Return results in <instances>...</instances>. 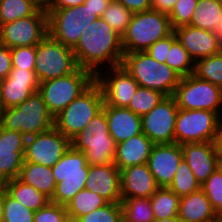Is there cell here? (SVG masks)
I'll list each match as a JSON object with an SVG mask.
<instances>
[{
	"mask_svg": "<svg viewBox=\"0 0 222 222\" xmlns=\"http://www.w3.org/2000/svg\"><path fill=\"white\" fill-rule=\"evenodd\" d=\"M72 50L78 67L95 76L105 63L107 68L121 65L124 55L121 36L102 17L89 24Z\"/></svg>",
	"mask_w": 222,
	"mask_h": 222,
	"instance_id": "obj_1",
	"label": "cell"
},
{
	"mask_svg": "<svg viewBox=\"0 0 222 222\" xmlns=\"http://www.w3.org/2000/svg\"><path fill=\"white\" fill-rule=\"evenodd\" d=\"M121 65L139 86L173 96L181 76L166 63H160L144 52L123 55Z\"/></svg>",
	"mask_w": 222,
	"mask_h": 222,
	"instance_id": "obj_2",
	"label": "cell"
},
{
	"mask_svg": "<svg viewBox=\"0 0 222 222\" xmlns=\"http://www.w3.org/2000/svg\"><path fill=\"white\" fill-rule=\"evenodd\" d=\"M173 32L169 16L156 10L133 13L121 36L123 54L144 52Z\"/></svg>",
	"mask_w": 222,
	"mask_h": 222,
	"instance_id": "obj_3",
	"label": "cell"
},
{
	"mask_svg": "<svg viewBox=\"0 0 222 222\" xmlns=\"http://www.w3.org/2000/svg\"><path fill=\"white\" fill-rule=\"evenodd\" d=\"M71 146L85 153L91 166L114 162L116 143L111 137L105 111L93 117L87 127L71 139Z\"/></svg>",
	"mask_w": 222,
	"mask_h": 222,
	"instance_id": "obj_4",
	"label": "cell"
},
{
	"mask_svg": "<svg viewBox=\"0 0 222 222\" xmlns=\"http://www.w3.org/2000/svg\"><path fill=\"white\" fill-rule=\"evenodd\" d=\"M104 96L95 81L65 109L54 116V127L70 140L87 127L88 122L103 110Z\"/></svg>",
	"mask_w": 222,
	"mask_h": 222,
	"instance_id": "obj_5",
	"label": "cell"
},
{
	"mask_svg": "<svg viewBox=\"0 0 222 222\" xmlns=\"http://www.w3.org/2000/svg\"><path fill=\"white\" fill-rule=\"evenodd\" d=\"M51 170L56 181V190L50 201L66 206L79 191L85 188L89 173L85 153L70 146Z\"/></svg>",
	"mask_w": 222,
	"mask_h": 222,
	"instance_id": "obj_6",
	"label": "cell"
},
{
	"mask_svg": "<svg viewBox=\"0 0 222 222\" xmlns=\"http://www.w3.org/2000/svg\"><path fill=\"white\" fill-rule=\"evenodd\" d=\"M95 82V75L78 67L73 73L39 83L48 111L56 116Z\"/></svg>",
	"mask_w": 222,
	"mask_h": 222,
	"instance_id": "obj_7",
	"label": "cell"
},
{
	"mask_svg": "<svg viewBox=\"0 0 222 222\" xmlns=\"http://www.w3.org/2000/svg\"><path fill=\"white\" fill-rule=\"evenodd\" d=\"M54 117L39 92L32 94L17 107L7 108L1 126L7 130L19 131L26 137L51 129Z\"/></svg>",
	"mask_w": 222,
	"mask_h": 222,
	"instance_id": "obj_8",
	"label": "cell"
},
{
	"mask_svg": "<svg viewBox=\"0 0 222 222\" xmlns=\"http://www.w3.org/2000/svg\"><path fill=\"white\" fill-rule=\"evenodd\" d=\"M48 14V34L64 46L74 48L84 30L99 16L88 5L46 10Z\"/></svg>",
	"mask_w": 222,
	"mask_h": 222,
	"instance_id": "obj_9",
	"label": "cell"
},
{
	"mask_svg": "<svg viewBox=\"0 0 222 222\" xmlns=\"http://www.w3.org/2000/svg\"><path fill=\"white\" fill-rule=\"evenodd\" d=\"M78 68L74 51L49 34L36 46L35 75L39 83L73 73Z\"/></svg>",
	"mask_w": 222,
	"mask_h": 222,
	"instance_id": "obj_10",
	"label": "cell"
},
{
	"mask_svg": "<svg viewBox=\"0 0 222 222\" xmlns=\"http://www.w3.org/2000/svg\"><path fill=\"white\" fill-rule=\"evenodd\" d=\"M222 129V120L216 112L179 109L175 123V143L212 142Z\"/></svg>",
	"mask_w": 222,
	"mask_h": 222,
	"instance_id": "obj_11",
	"label": "cell"
},
{
	"mask_svg": "<svg viewBox=\"0 0 222 222\" xmlns=\"http://www.w3.org/2000/svg\"><path fill=\"white\" fill-rule=\"evenodd\" d=\"M221 94L220 87L190 74L181 78L173 97L179 109L208 110L220 116Z\"/></svg>",
	"mask_w": 222,
	"mask_h": 222,
	"instance_id": "obj_12",
	"label": "cell"
},
{
	"mask_svg": "<svg viewBox=\"0 0 222 222\" xmlns=\"http://www.w3.org/2000/svg\"><path fill=\"white\" fill-rule=\"evenodd\" d=\"M48 35V14L40 7L33 15L0 25V43L8 48L37 46Z\"/></svg>",
	"mask_w": 222,
	"mask_h": 222,
	"instance_id": "obj_13",
	"label": "cell"
},
{
	"mask_svg": "<svg viewBox=\"0 0 222 222\" xmlns=\"http://www.w3.org/2000/svg\"><path fill=\"white\" fill-rule=\"evenodd\" d=\"M178 110L173 96L164 97L153 109L141 117L142 133L154 144L174 143Z\"/></svg>",
	"mask_w": 222,
	"mask_h": 222,
	"instance_id": "obj_14",
	"label": "cell"
},
{
	"mask_svg": "<svg viewBox=\"0 0 222 222\" xmlns=\"http://www.w3.org/2000/svg\"><path fill=\"white\" fill-rule=\"evenodd\" d=\"M71 140L54 126L26 139L24 161L53 167L70 148Z\"/></svg>",
	"mask_w": 222,
	"mask_h": 222,
	"instance_id": "obj_15",
	"label": "cell"
},
{
	"mask_svg": "<svg viewBox=\"0 0 222 222\" xmlns=\"http://www.w3.org/2000/svg\"><path fill=\"white\" fill-rule=\"evenodd\" d=\"M108 69L109 73L100 71L95 76L103 92L104 105L127 107L139 85L122 65Z\"/></svg>",
	"mask_w": 222,
	"mask_h": 222,
	"instance_id": "obj_16",
	"label": "cell"
},
{
	"mask_svg": "<svg viewBox=\"0 0 222 222\" xmlns=\"http://www.w3.org/2000/svg\"><path fill=\"white\" fill-rule=\"evenodd\" d=\"M183 159L180 144H155L148 158V167L158 187L168 188L173 181L179 163Z\"/></svg>",
	"mask_w": 222,
	"mask_h": 222,
	"instance_id": "obj_17",
	"label": "cell"
},
{
	"mask_svg": "<svg viewBox=\"0 0 222 222\" xmlns=\"http://www.w3.org/2000/svg\"><path fill=\"white\" fill-rule=\"evenodd\" d=\"M38 89L34 69L12 68L8 77L0 80V96L7 108L17 107Z\"/></svg>",
	"mask_w": 222,
	"mask_h": 222,
	"instance_id": "obj_18",
	"label": "cell"
},
{
	"mask_svg": "<svg viewBox=\"0 0 222 222\" xmlns=\"http://www.w3.org/2000/svg\"><path fill=\"white\" fill-rule=\"evenodd\" d=\"M173 32L195 62L222 50V43L213 31L184 25L173 29Z\"/></svg>",
	"mask_w": 222,
	"mask_h": 222,
	"instance_id": "obj_19",
	"label": "cell"
},
{
	"mask_svg": "<svg viewBox=\"0 0 222 222\" xmlns=\"http://www.w3.org/2000/svg\"><path fill=\"white\" fill-rule=\"evenodd\" d=\"M27 137L0 125V173L8 180L18 178L24 163Z\"/></svg>",
	"mask_w": 222,
	"mask_h": 222,
	"instance_id": "obj_20",
	"label": "cell"
},
{
	"mask_svg": "<svg viewBox=\"0 0 222 222\" xmlns=\"http://www.w3.org/2000/svg\"><path fill=\"white\" fill-rule=\"evenodd\" d=\"M85 189L90 190L109 203H121L120 171L114 163L89 165Z\"/></svg>",
	"mask_w": 222,
	"mask_h": 222,
	"instance_id": "obj_21",
	"label": "cell"
},
{
	"mask_svg": "<svg viewBox=\"0 0 222 222\" xmlns=\"http://www.w3.org/2000/svg\"><path fill=\"white\" fill-rule=\"evenodd\" d=\"M121 198H150L159 188L148 164L127 167L120 171Z\"/></svg>",
	"mask_w": 222,
	"mask_h": 222,
	"instance_id": "obj_22",
	"label": "cell"
},
{
	"mask_svg": "<svg viewBox=\"0 0 222 222\" xmlns=\"http://www.w3.org/2000/svg\"><path fill=\"white\" fill-rule=\"evenodd\" d=\"M183 158L194 173L196 180L203 184L219 167L212 142L181 144Z\"/></svg>",
	"mask_w": 222,
	"mask_h": 222,
	"instance_id": "obj_23",
	"label": "cell"
},
{
	"mask_svg": "<svg viewBox=\"0 0 222 222\" xmlns=\"http://www.w3.org/2000/svg\"><path fill=\"white\" fill-rule=\"evenodd\" d=\"M108 128L115 143L142 133L141 117L126 107L104 105Z\"/></svg>",
	"mask_w": 222,
	"mask_h": 222,
	"instance_id": "obj_24",
	"label": "cell"
},
{
	"mask_svg": "<svg viewBox=\"0 0 222 222\" xmlns=\"http://www.w3.org/2000/svg\"><path fill=\"white\" fill-rule=\"evenodd\" d=\"M154 145L144 133L130 137L116 144L113 163L119 171L130 166L146 164Z\"/></svg>",
	"mask_w": 222,
	"mask_h": 222,
	"instance_id": "obj_25",
	"label": "cell"
},
{
	"mask_svg": "<svg viewBox=\"0 0 222 222\" xmlns=\"http://www.w3.org/2000/svg\"><path fill=\"white\" fill-rule=\"evenodd\" d=\"M217 217L210 200L201 189L180 197L178 219L181 222H213Z\"/></svg>",
	"mask_w": 222,
	"mask_h": 222,
	"instance_id": "obj_26",
	"label": "cell"
},
{
	"mask_svg": "<svg viewBox=\"0 0 222 222\" xmlns=\"http://www.w3.org/2000/svg\"><path fill=\"white\" fill-rule=\"evenodd\" d=\"M18 179L33 186L50 200L56 190V181L51 167L24 161Z\"/></svg>",
	"mask_w": 222,
	"mask_h": 222,
	"instance_id": "obj_27",
	"label": "cell"
},
{
	"mask_svg": "<svg viewBox=\"0 0 222 222\" xmlns=\"http://www.w3.org/2000/svg\"><path fill=\"white\" fill-rule=\"evenodd\" d=\"M6 192L34 212L50 202V199L47 196L33 186L20 181L18 178L8 182Z\"/></svg>",
	"mask_w": 222,
	"mask_h": 222,
	"instance_id": "obj_28",
	"label": "cell"
},
{
	"mask_svg": "<svg viewBox=\"0 0 222 222\" xmlns=\"http://www.w3.org/2000/svg\"><path fill=\"white\" fill-rule=\"evenodd\" d=\"M222 16V0H198L191 26L215 32Z\"/></svg>",
	"mask_w": 222,
	"mask_h": 222,
	"instance_id": "obj_29",
	"label": "cell"
},
{
	"mask_svg": "<svg viewBox=\"0 0 222 222\" xmlns=\"http://www.w3.org/2000/svg\"><path fill=\"white\" fill-rule=\"evenodd\" d=\"M154 220L178 217L180 197L166 187H159L150 197Z\"/></svg>",
	"mask_w": 222,
	"mask_h": 222,
	"instance_id": "obj_30",
	"label": "cell"
},
{
	"mask_svg": "<svg viewBox=\"0 0 222 222\" xmlns=\"http://www.w3.org/2000/svg\"><path fill=\"white\" fill-rule=\"evenodd\" d=\"M108 203L109 202L100 195L84 188L79 191L65 207L69 216L79 218Z\"/></svg>",
	"mask_w": 222,
	"mask_h": 222,
	"instance_id": "obj_31",
	"label": "cell"
},
{
	"mask_svg": "<svg viewBox=\"0 0 222 222\" xmlns=\"http://www.w3.org/2000/svg\"><path fill=\"white\" fill-rule=\"evenodd\" d=\"M165 63L181 77H186L194 73L195 61L177 40L174 32L171 33V48Z\"/></svg>",
	"mask_w": 222,
	"mask_h": 222,
	"instance_id": "obj_32",
	"label": "cell"
},
{
	"mask_svg": "<svg viewBox=\"0 0 222 222\" xmlns=\"http://www.w3.org/2000/svg\"><path fill=\"white\" fill-rule=\"evenodd\" d=\"M40 7L35 0H0V25L33 15Z\"/></svg>",
	"mask_w": 222,
	"mask_h": 222,
	"instance_id": "obj_33",
	"label": "cell"
},
{
	"mask_svg": "<svg viewBox=\"0 0 222 222\" xmlns=\"http://www.w3.org/2000/svg\"><path fill=\"white\" fill-rule=\"evenodd\" d=\"M121 205L128 222H154L150 198H124Z\"/></svg>",
	"mask_w": 222,
	"mask_h": 222,
	"instance_id": "obj_34",
	"label": "cell"
},
{
	"mask_svg": "<svg viewBox=\"0 0 222 222\" xmlns=\"http://www.w3.org/2000/svg\"><path fill=\"white\" fill-rule=\"evenodd\" d=\"M193 74L222 89V50L217 54L197 60Z\"/></svg>",
	"mask_w": 222,
	"mask_h": 222,
	"instance_id": "obj_35",
	"label": "cell"
},
{
	"mask_svg": "<svg viewBox=\"0 0 222 222\" xmlns=\"http://www.w3.org/2000/svg\"><path fill=\"white\" fill-rule=\"evenodd\" d=\"M168 188L179 197L189 195L201 189V184L196 180L194 173L184 158L179 163L172 184Z\"/></svg>",
	"mask_w": 222,
	"mask_h": 222,
	"instance_id": "obj_36",
	"label": "cell"
},
{
	"mask_svg": "<svg viewBox=\"0 0 222 222\" xmlns=\"http://www.w3.org/2000/svg\"><path fill=\"white\" fill-rule=\"evenodd\" d=\"M164 97L158 91L139 86L126 108L142 117L153 109Z\"/></svg>",
	"mask_w": 222,
	"mask_h": 222,
	"instance_id": "obj_37",
	"label": "cell"
},
{
	"mask_svg": "<svg viewBox=\"0 0 222 222\" xmlns=\"http://www.w3.org/2000/svg\"><path fill=\"white\" fill-rule=\"evenodd\" d=\"M133 13L124 5L113 0L103 12L102 18L122 36L128 27Z\"/></svg>",
	"mask_w": 222,
	"mask_h": 222,
	"instance_id": "obj_38",
	"label": "cell"
},
{
	"mask_svg": "<svg viewBox=\"0 0 222 222\" xmlns=\"http://www.w3.org/2000/svg\"><path fill=\"white\" fill-rule=\"evenodd\" d=\"M205 193L218 216H222V170L218 167L208 179L201 184Z\"/></svg>",
	"mask_w": 222,
	"mask_h": 222,
	"instance_id": "obj_39",
	"label": "cell"
},
{
	"mask_svg": "<svg viewBox=\"0 0 222 222\" xmlns=\"http://www.w3.org/2000/svg\"><path fill=\"white\" fill-rule=\"evenodd\" d=\"M34 211L4 192V222H34Z\"/></svg>",
	"mask_w": 222,
	"mask_h": 222,
	"instance_id": "obj_40",
	"label": "cell"
},
{
	"mask_svg": "<svg viewBox=\"0 0 222 222\" xmlns=\"http://www.w3.org/2000/svg\"><path fill=\"white\" fill-rule=\"evenodd\" d=\"M123 218L121 203H108L79 217L80 222H120Z\"/></svg>",
	"mask_w": 222,
	"mask_h": 222,
	"instance_id": "obj_41",
	"label": "cell"
},
{
	"mask_svg": "<svg viewBox=\"0 0 222 222\" xmlns=\"http://www.w3.org/2000/svg\"><path fill=\"white\" fill-rule=\"evenodd\" d=\"M198 0H178L168 15L172 29L189 25Z\"/></svg>",
	"mask_w": 222,
	"mask_h": 222,
	"instance_id": "obj_42",
	"label": "cell"
},
{
	"mask_svg": "<svg viewBox=\"0 0 222 222\" xmlns=\"http://www.w3.org/2000/svg\"><path fill=\"white\" fill-rule=\"evenodd\" d=\"M12 68L34 69L36 46L15 47L10 49Z\"/></svg>",
	"mask_w": 222,
	"mask_h": 222,
	"instance_id": "obj_43",
	"label": "cell"
},
{
	"mask_svg": "<svg viewBox=\"0 0 222 222\" xmlns=\"http://www.w3.org/2000/svg\"><path fill=\"white\" fill-rule=\"evenodd\" d=\"M67 215L65 206L50 201L34 213V222H65Z\"/></svg>",
	"mask_w": 222,
	"mask_h": 222,
	"instance_id": "obj_44",
	"label": "cell"
},
{
	"mask_svg": "<svg viewBox=\"0 0 222 222\" xmlns=\"http://www.w3.org/2000/svg\"><path fill=\"white\" fill-rule=\"evenodd\" d=\"M170 48L171 34L163 39L156 41L145 52L156 61L165 63Z\"/></svg>",
	"mask_w": 222,
	"mask_h": 222,
	"instance_id": "obj_45",
	"label": "cell"
},
{
	"mask_svg": "<svg viewBox=\"0 0 222 222\" xmlns=\"http://www.w3.org/2000/svg\"><path fill=\"white\" fill-rule=\"evenodd\" d=\"M11 70L10 48L0 43V80L7 78Z\"/></svg>",
	"mask_w": 222,
	"mask_h": 222,
	"instance_id": "obj_46",
	"label": "cell"
},
{
	"mask_svg": "<svg viewBox=\"0 0 222 222\" xmlns=\"http://www.w3.org/2000/svg\"><path fill=\"white\" fill-rule=\"evenodd\" d=\"M121 3L132 13L143 12L151 9V0H115Z\"/></svg>",
	"mask_w": 222,
	"mask_h": 222,
	"instance_id": "obj_47",
	"label": "cell"
},
{
	"mask_svg": "<svg viewBox=\"0 0 222 222\" xmlns=\"http://www.w3.org/2000/svg\"><path fill=\"white\" fill-rule=\"evenodd\" d=\"M85 0H51L45 10L71 8L83 4Z\"/></svg>",
	"mask_w": 222,
	"mask_h": 222,
	"instance_id": "obj_48",
	"label": "cell"
},
{
	"mask_svg": "<svg viewBox=\"0 0 222 222\" xmlns=\"http://www.w3.org/2000/svg\"><path fill=\"white\" fill-rule=\"evenodd\" d=\"M178 0H151V9L169 15Z\"/></svg>",
	"mask_w": 222,
	"mask_h": 222,
	"instance_id": "obj_49",
	"label": "cell"
},
{
	"mask_svg": "<svg viewBox=\"0 0 222 222\" xmlns=\"http://www.w3.org/2000/svg\"><path fill=\"white\" fill-rule=\"evenodd\" d=\"M113 0H85L84 4L94 11L99 17H102L103 12L107 9Z\"/></svg>",
	"mask_w": 222,
	"mask_h": 222,
	"instance_id": "obj_50",
	"label": "cell"
},
{
	"mask_svg": "<svg viewBox=\"0 0 222 222\" xmlns=\"http://www.w3.org/2000/svg\"><path fill=\"white\" fill-rule=\"evenodd\" d=\"M218 166L222 165V129L219 131V134L212 141Z\"/></svg>",
	"mask_w": 222,
	"mask_h": 222,
	"instance_id": "obj_51",
	"label": "cell"
},
{
	"mask_svg": "<svg viewBox=\"0 0 222 222\" xmlns=\"http://www.w3.org/2000/svg\"><path fill=\"white\" fill-rule=\"evenodd\" d=\"M4 192L5 191H0V222H4V217H3Z\"/></svg>",
	"mask_w": 222,
	"mask_h": 222,
	"instance_id": "obj_52",
	"label": "cell"
},
{
	"mask_svg": "<svg viewBox=\"0 0 222 222\" xmlns=\"http://www.w3.org/2000/svg\"><path fill=\"white\" fill-rule=\"evenodd\" d=\"M215 33H216L218 39L220 40V42L222 43V16H221V18L218 22V25L215 29Z\"/></svg>",
	"mask_w": 222,
	"mask_h": 222,
	"instance_id": "obj_53",
	"label": "cell"
},
{
	"mask_svg": "<svg viewBox=\"0 0 222 222\" xmlns=\"http://www.w3.org/2000/svg\"><path fill=\"white\" fill-rule=\"evenodd\" d=\"M6 109L7 107L5 106L4 102L1 100V96H0V125L3 122Z\"/></svg>",
	"mask_w": 222,
	"mask_h": 222,
	"instance_id": "obj_54",
	"label": "cell"
},
{
	"mask_svg": "<svg viewBox=\"0 0 222 222\" xmlns=\"http://www.w3.org/2000/svg\"><path fill=\"white\" fill-rule=\"evenodd\" d=\"M8 180L0 173V191H6Z\"/></svg>",
	"mask_w": 222,
	"mask_h": 222,
	"instance_id": "obj_55",
	"label": "cell"
},
{
	"mask_svg": "<svg viewBox=\"0 0 222 222\" xmlns=\"http://www.w3.org/2000/svg\"><path fill=\"white\" fill-rule=\"evenodd\" d=\"M154 222H181V221L178 219V217H172V218L154 220Z\"/></svg>",
	"mask_w": 222,
	"mask_h": 222,
	"instance_id": "obj_56",
	"label": "cell"
},
{
	"mask_svg": "<svg viewBox=\"0 0 222 222\" xmlns=\"http://www.w3.org/2000/svg\"><path fill=\"white\" fill-rule=\"evenodd\" d=\"M65 222H80L79 218L67 215Z\"/></svg>",
	"mask_w": 222,
	"mask_h": 222,
	"instance_id": "obj_57",
	"label": "cell"
},
{
	"mask_svg": "<svg viewBox=\"0 0 222 222\" xmlns=\"http://www.w3.org/2000/svg\"><path fill=\"white\" fill-rule=\"evenodd\" d=\"M42 7H46L51 0H35Z\"/></svg>",
	"mask_w": 222,
	"mask_h": 222,
	"instance_id": "obj_58",
	"label": "cell"
},
{
	"mask_svg": "<svg viewBox=\"0 0 222 222\" xmlns=\"http://www.w3.org/2000/svg\"><path fill=\"white\" fill-rule=\"evenodd\" d=\"M213 222H222V216H218Z\"/></svg>",
	"mask_w": 222,
	"mask_h": 222,
	"instance_id": "obj_59",
	"label": "cell"
},
{
	"mask_svg": "<svg viewBox=\"0 0 222 222\" xmlns=\"http://www.w3.org/2000/svg\"><path fill=\"white\" fill-rule=\"evenodd\" d=\"M220 118L222 120V94H221V113H220Z\"/></svg>",
	"mask_w": 222,
	"mask_h": 222,
	"instance_id": "obj_60",
	"label": "cell"
},
{
	"mask_svg": "<svg viewBox=\"0 0 222 222\" xmlns=\"http://www.w3.org/2000/svg\"><path fill=\"white\" fill-rule=\"evenodd\" d=\"M120 222H128V221L125 220L124 218H122V219L120 220Z\"/></svg>",
	"mask_w": 222,
	"mask_h": 222,
	"instance_id": "obj_61",
	"label": "cell"
}]
</instances>
